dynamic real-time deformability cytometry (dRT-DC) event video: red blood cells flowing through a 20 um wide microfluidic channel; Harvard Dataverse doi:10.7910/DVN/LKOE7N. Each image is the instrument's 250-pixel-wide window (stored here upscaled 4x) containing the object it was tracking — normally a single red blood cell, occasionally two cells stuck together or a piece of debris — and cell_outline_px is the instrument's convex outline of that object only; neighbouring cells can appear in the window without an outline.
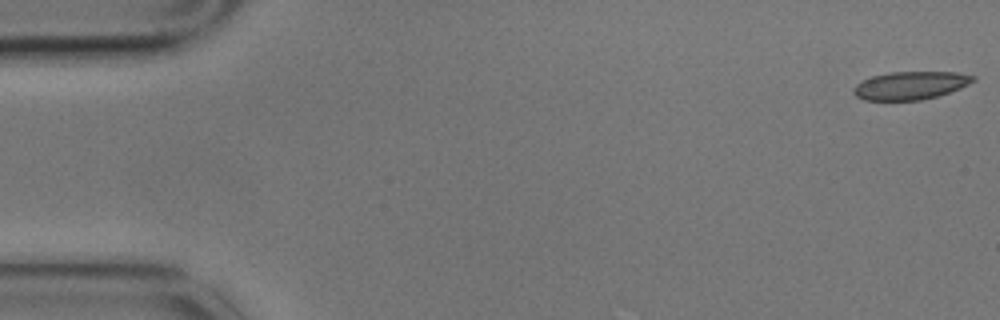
{"species": "common noctule bat (a hibernating species)", "species_latin": "Nyctalus noctula", "temperature_condition": "cold", "stored_images_in_passage": 15, "camera_frame_rate_fps": 3000, "um_per_image_px": 0.085, "animal": {"sex": "male", "body_mass_g": 17.9}, "frame": {"image": 1, "passage_image": 1, "time_ms": 0.0, "image_size_px": [1000, 320], "cell_outline_px": [[976, 80], [960, 88], [936, 96], [920, 100], [864, 100], [856, 96], [852, 92], [852, 88], [856, 84], [872, 76], [888, 72], [956, 72], [976, 76]], "centroid_in_image_um": [77.37, 7.26], "position_along_channel_um": 7.6, "area_um2": 19.48}}
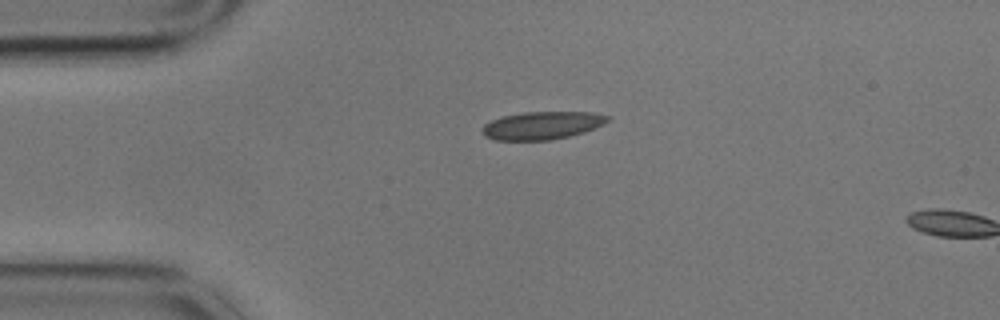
{"frame": {"image": 2, "passage_image": 13, "time_ms": 4.0, "image_size_px": [1000, 320], "cell_outline_px": [[612, 116], [604, 124], [584, 132], [568, 136], [548, 140], [496, 140], [484, 136], [484, 124], [492, 120], [504, 116], [524, 112], [592, 112]], "centroid_in_image_um": [46.12, 10.65], "position_along_channel_um": 38.9, "area_um2": 20.17}}